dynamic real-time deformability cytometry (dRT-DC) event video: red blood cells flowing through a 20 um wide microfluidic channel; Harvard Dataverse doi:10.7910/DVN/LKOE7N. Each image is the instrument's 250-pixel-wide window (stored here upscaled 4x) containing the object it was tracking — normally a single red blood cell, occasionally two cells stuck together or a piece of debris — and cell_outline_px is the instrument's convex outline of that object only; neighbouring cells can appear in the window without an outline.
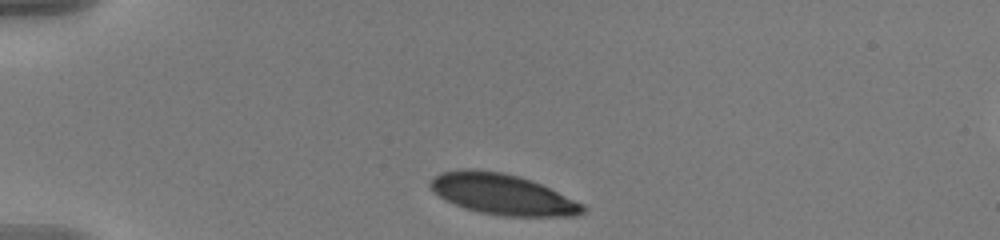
{"species": "human", "species_latin": "Homo sapiens", "temperature_condition": "warm", "stored_images_in_passage": 10, "camera_frame_rate_fps": 3000, "um_per_image_px": 0.085, "donor": {"sex": "male"}, "frame": {"image": 1, "passage_image": 1, "time_ms": 0.0, "image_size_px": [1000, 240], "cell_outline_px": [[588, 212], [576, 216], [504, 216], [480, 212], [464, 208], [444, 200], [432, 192], [428, 184], [428, 180], [432, 176], [440, 172], [468, 168], [504, 172], [520, 176], [532, 180], [584, 204], [588, 208]], "centroid_in_image_um": [42.68, 16.51], "position_along_channel_um": 42.3, "area_um2": 36.76}}
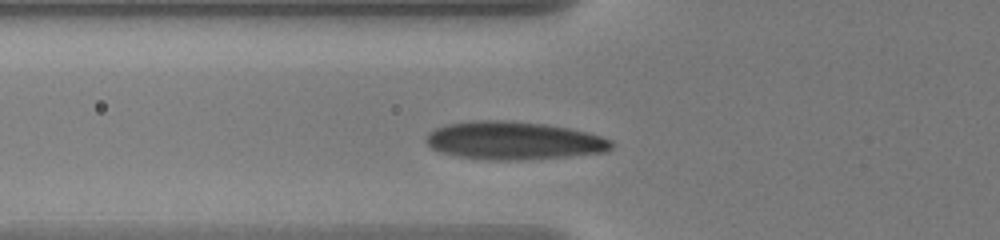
{"frame": {"image": 2, "passage_image": 6, "time_ms": 1.667, "image_size_px": [1000, 240], "cell_outline_px": [[616, 144], [612, 148], [604, 152], [568, 156], [524, 160], [488, 160], [456, 156], [440, 152], [432, 148], [424, 140], [428, 132], [436, 128], [448, 124], [472, 120], [504, 120], [544, 124], [568, 128], [588, 132], [612, 140]], "centroid_in_image_um": [43.66, 11.95], "position_along_channel_um": 82.1, "area_um2": 41.27}}
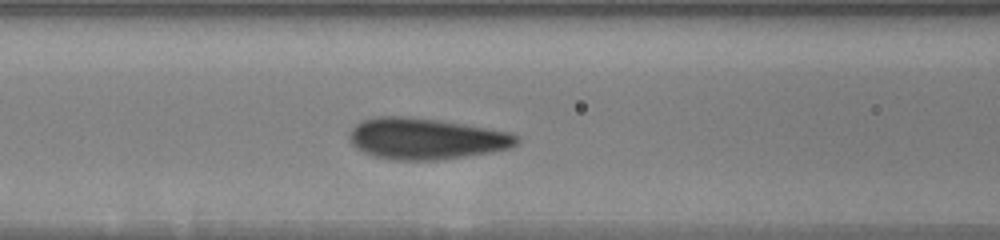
{"frame": {"image": 3, "passage_image": 9, "time_ms": 2.667, "image_size_px": [1000, 240], "cell_outline_px": [[520, 140], [516, 144], [508, 148], [492, 152], [444, 160], [392, 160], [372, 156], [356, 148], [348, 140], [348, 132], [360, 120], [376, 116], [404, 116], [436, 120], [508, 132], [520, 136]], "centroid_in_image_um": [36.14, 11.8], "position_along_channel_um": 130.5, "area_um2": 40.34}}